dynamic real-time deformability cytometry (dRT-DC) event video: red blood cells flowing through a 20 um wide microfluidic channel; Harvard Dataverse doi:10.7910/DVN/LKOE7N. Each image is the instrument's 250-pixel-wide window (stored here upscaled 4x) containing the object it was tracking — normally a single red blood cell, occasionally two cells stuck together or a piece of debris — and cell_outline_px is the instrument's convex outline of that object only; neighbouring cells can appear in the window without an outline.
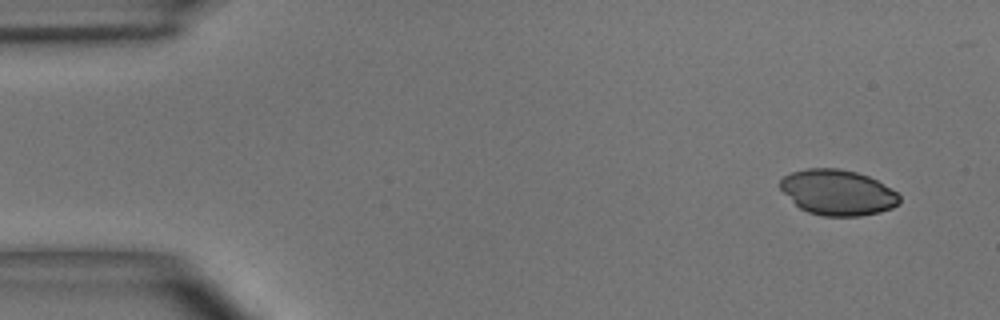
{"species": "common noctule bat (a hibernating species)", "species_latin": "Nyctalus noctula", "temperature_condition": "room temperature", "stored_images_in_passage": 4, "camera_frame_rate_fps": 3000, "um_per_image_px": 0.085, "animal": {"sex": "male", "body_mass_g": 15.6}, "frame": {"image": 1, "passage_image": 1, "time_ms": 0.0, "image_size_px": [1000, 320], "cell_outline_px": [[900, 204], [892, 208], [880, 212], [860, 216], [824, 216], [808, 212], [800, 208], [780, 188], [780, 180], [784, 176], [792, 172], [808, 168], [840, 168], [856, 172], [868, 176], [876, 180], [896, 192], [900, 196]], "centroid_in_image_um": [71.22, 16.36], "position_along_channel_um": 13.8, "area_um2": 31.5}}